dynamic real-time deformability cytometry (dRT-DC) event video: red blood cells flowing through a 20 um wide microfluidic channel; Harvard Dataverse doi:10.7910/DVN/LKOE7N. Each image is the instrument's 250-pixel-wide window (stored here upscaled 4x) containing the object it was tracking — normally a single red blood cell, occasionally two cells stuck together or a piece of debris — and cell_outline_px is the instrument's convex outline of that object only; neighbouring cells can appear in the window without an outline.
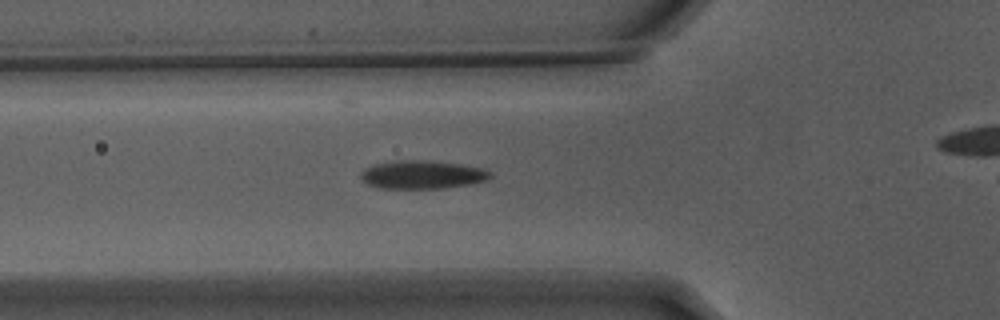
{"species": "Egyptian fruit bat (a non-hibernating species)", "species_latin": "Rousettus aegyptiacus", "temperature_condition": "warm", "stored_images_in_passage": 29, "camera_frame_rate_fps": 3000, "um_per_image_px": 0.085, "animal": {"sex": "male"}, "frame": {"image": 1, "passage_image": 2, "time_ms": 0.333, "image_size_px": [1000, 320], "cell_outline_px": [[492, 176], [488, 180], [468, 184], [444, 188], [376, 188], [368, 184], [360, 176], [360, 172], [364, 168], [376, 164], [396, 160], [428, 160], [460, 164], [484, 168], [492, 172]], "centroid_in_image_um": [35.91, 14.84], "position_along_channel_um": 89.9, "area_um2": 21.44}}
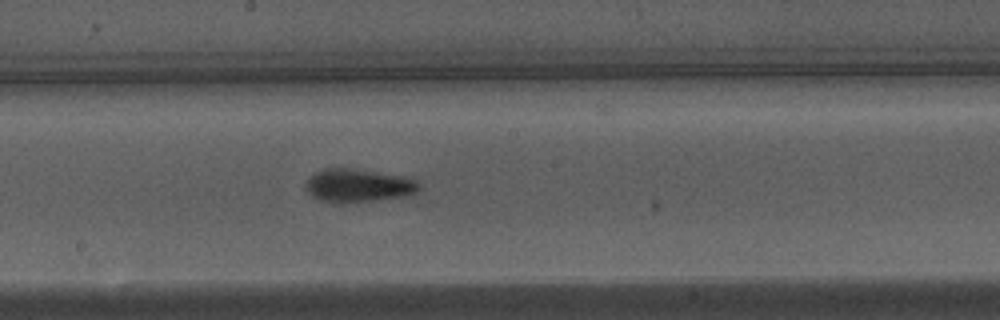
{"frame": {"image": 2, "passage_image": 12, "time_ms": 3.667, "image_size_px": [1000, 320], "cell_outline_px": [[420, 188], [416, 192], [404, 196], [336, 204], [312, 196], [308, 192], [308, 176], [324, 168], [348, 168], [412, 176], [420, 184]], "centroid_in_image_um": [30.5, 15.75], "position_along_channel_um": 217.7, "area_um2": 21.91}}
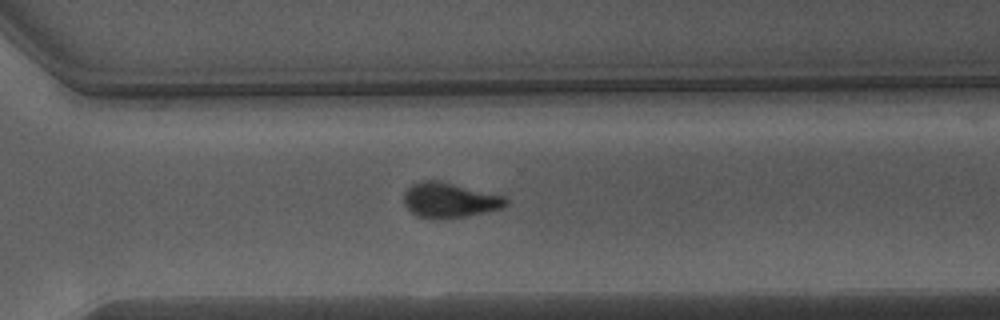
{"frame": {"image": 3, "passage_image": 21, "time_ms": 6.667, "image_size_px": [1000, 320], "cell_outline_px": [[508, 204], [504, 208], [444, 220], [432, 220], [416, 216], [404, 204], [404, 192], [412, 184], [420, 180], [436, 180], [504, 196], [508, 200]], "centroid_in_image_um": [38.18, 17.04], "position_along_channel_um": 332.4, "area_um2": 20.92}}